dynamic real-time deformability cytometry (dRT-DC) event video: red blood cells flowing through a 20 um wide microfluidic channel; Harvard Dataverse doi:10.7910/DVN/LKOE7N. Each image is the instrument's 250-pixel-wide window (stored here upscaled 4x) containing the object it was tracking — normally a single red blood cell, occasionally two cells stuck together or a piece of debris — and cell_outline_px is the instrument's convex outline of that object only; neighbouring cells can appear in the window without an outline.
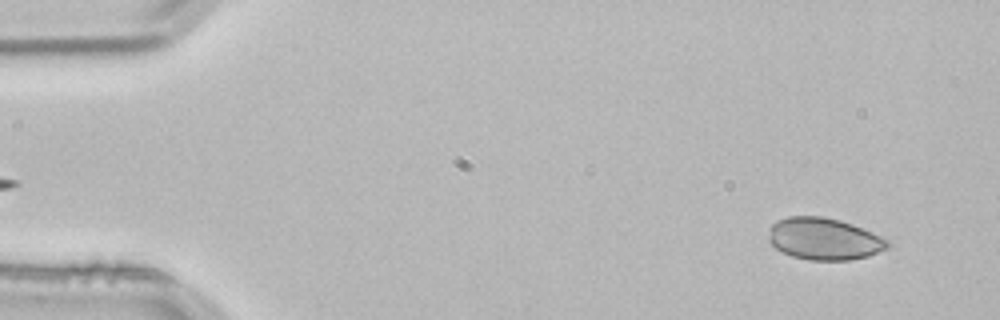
{"species": "common noctule bat (a hibernating species)", "species_latin": "Nyctalus noctula", "temperature_condition": "room temperature", "stored_images_in_passage": 3, "segment_of_instrument_passage": [2, 2], "camera_frame_rate_fps": 3000, "um_per_image_px": 0.085, "animal": {"sex": "male", "body_mass_g": 21.5, "forearm_length_mm": 52.0}, "frame": {"image": 1, "passage_image": 3, "time_ms": 0.667, "image_size_px": [1000, 320], "cell_outline_px": [[892, 244], [888, 248], [868, 256], [848, 260], [808, 260], [792, 256], [776, 248], [768, 240], [768, 228], [776, 220], [788, 216], [820, 216], [840, 220], [852, 224], [880, 236], [888, 240]], "centroid_in_image_um": [70.02, 20.3], "position_along_channel_um": 15.0, "area_um2": 29.19}}